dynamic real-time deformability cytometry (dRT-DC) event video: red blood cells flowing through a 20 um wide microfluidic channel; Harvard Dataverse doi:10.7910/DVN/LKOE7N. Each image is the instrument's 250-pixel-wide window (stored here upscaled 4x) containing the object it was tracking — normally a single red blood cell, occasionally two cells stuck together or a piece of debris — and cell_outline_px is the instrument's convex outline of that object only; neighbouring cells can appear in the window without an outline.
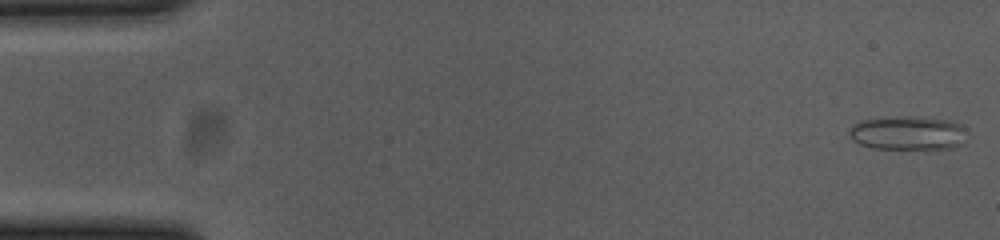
{"species": "common noctule bat (a hibernating species)", "species_latin": "Nyctalus noctula", "temperature_condition": "cold", "stored_images_in_passage": 54, "camera_frame_rate_fps": 3000, "um_per_image_px": 0.085, "animal": {"sex": "female", "body_mass_g": 23.0, "forearm_length_mm": 53.4}, "frame": {"image": 1, "passage_image": 1, "time_ms": 0.0, "image_size_px": [1000, 240], "cell_outline_px": [[972, 132], [964, 144], [952, 148], [876, 148], [860, 144], [852, 140], [848, 136], [848, 128], [852, 124], [860, 120], [912, 116], [916, 116], [952, 120], [960, 124]], "centroid_in_image_um": [77.26, 11.3], "position_along_channel_um": 7.7, "area_um2": 23.76}}
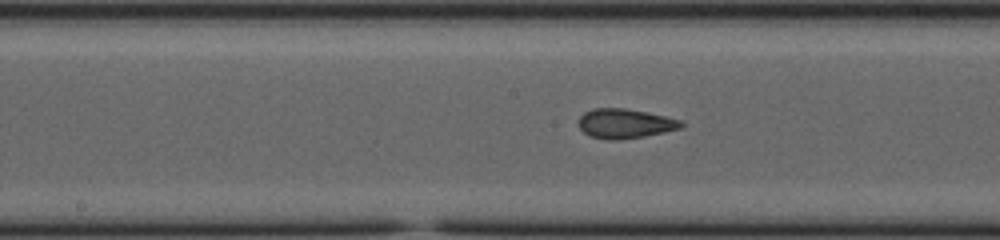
{"frame": {"image": 2, "passage_image": 27, "time_ms": 8.667, "image_size_px": [1000, 240], "cell_outline_px": [[684, 128], [644, 136], [616, 140], [608, 140], [588, 136], [580, 128], [580, 116], [584, 112], [592, 108], [624, 108], [684, 120]], "centroid_in_image_um": [53.15, 10.5], "position_along_channel_um": 195.1, "area_um2": 17.69}}
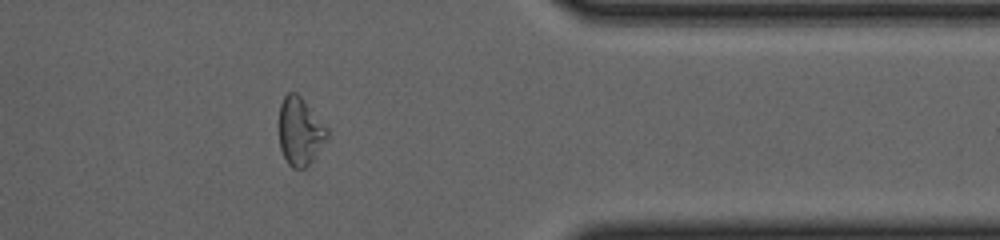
{"frame": {"image": 3, "passage_image": 44, "time_ms": 14.333, "image_size_px": [1000, 240], "cell_outline_px": [[328, 136], [312, 160], [304, 168], [292, 168], [288, 164], [280, 148], [280, 104], [284, 96], [288, 92], [296, 92], [300, 96], [328, 128]], "centroid_in_image_um": [25.5, 11.15], "position_along_channel_um": 385.9, "area_um2": 18.67}, "authors_computed_cell_mechanics": {"area_um2": 18.5538, "velocity_mm_per_s": 3.6896, "shape_relaxation_time_tau1_ms": null, "shape_relaxation_time_tau2_ms": 1.7047, "deformation_change_tau1": null, "deformation_change_tau2": 0.0892}}